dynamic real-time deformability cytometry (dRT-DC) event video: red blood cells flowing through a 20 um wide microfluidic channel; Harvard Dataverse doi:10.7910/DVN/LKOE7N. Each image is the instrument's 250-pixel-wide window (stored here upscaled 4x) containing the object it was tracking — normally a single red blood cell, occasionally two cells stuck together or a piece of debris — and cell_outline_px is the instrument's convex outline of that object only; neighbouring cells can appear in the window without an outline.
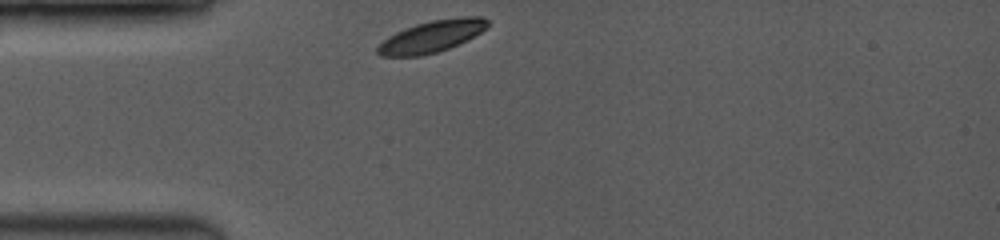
{"species": "common noctule bat (a hibernating species)", "species_latin": "Nyctalus noctula", "temperature_condition": "room temperature", "stored_images_in_passage": 36, "camera_frame_rate_fps": 3500, "um_per_image_px": 0.085, "animal": {"sex": "female", "body_mass_g": 19.0, "forearm_length_mm": 53.3}, "frame": {"image": 1, "passage_image": 1, "time_ms": 0.0, "image_size_px": [1000, 240], "cell_outline_px": [[488, 28], [448, 48], [436, 52], [420, 56], [380, 56], [376, 52], [376, 48], [388, 36], [404, 28], [416, 24], [432, 20], [464, 16], [484, 16], [488, 20]], "centroid_in_image_um": [36.68, 3.08], "position_along_channel_um": 48.3, "area_um2": 20.17}}
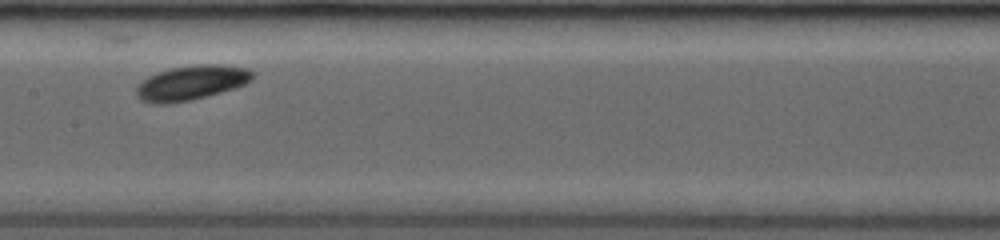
{"frame": {"image": 2, "passage_image": 16, "time_ms": 4.0, "image_size_px": [1000, 240], "cell_outline_px": [[252, 80], [236, 88], [192, 100], [168, 104], [156, 104], [140, 100], [136, 96], [136, 88], [148, 76], [156, 72], [172, 68], [196, 64], [220, 64], [248, 68], [252, 72]], "centroid_in_image_um": [16.26, 7.04], "position_along_channel_um": 191.1, "area_um2": 23.52}}
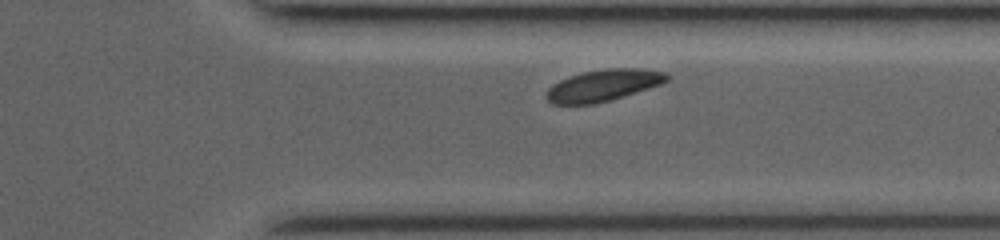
{"frame": {"image": 3, "passage_image": 31, "time_ms": 8.286, "image_size_px": [1000, 240], "cell_outline_px": [[668, 80], [660, 84], [648, 88], [608, 100], [592, 104], [552, 104], [548, 100], [548, 88], [552, 84], [568, 76], [584, 72], [608, 68], [640, 68], [664, 72], [668, 76]], "centroid_in_image_um": [51.26, 7.24], "position_along_channel_um": 360.1, "area_um2": 21.73}}